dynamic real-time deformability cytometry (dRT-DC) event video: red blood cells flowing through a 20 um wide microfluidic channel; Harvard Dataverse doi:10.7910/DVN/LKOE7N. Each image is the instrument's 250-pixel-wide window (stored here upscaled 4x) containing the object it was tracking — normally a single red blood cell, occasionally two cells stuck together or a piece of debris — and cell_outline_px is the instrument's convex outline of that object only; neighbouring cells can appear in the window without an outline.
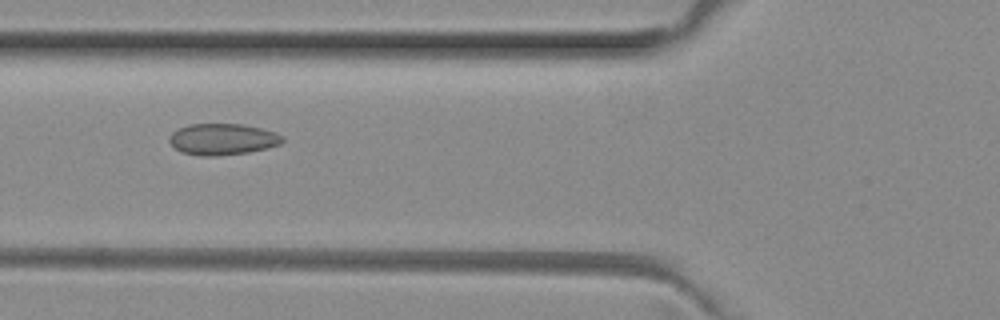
{"species": "common noctule bat (a hibernating species)", "species_latin": "Nyctalus noctula", "temperature_condition": "room temperature", "stored_images_in_passage": 6, "camera_frame_rate_fps": 3000, "um_per_image_px": 0.085, "animal": {"sex": "female", "body_mass_g": 29.2, "forearm_length_mm": 56.3}, "frame": {"image": 1, "passage_image": 3, "time_ms": 0.667, "image_size_px": [1000, 320], "cell_outline_px": [[284, 140], [280, 144], [248, 152], [216, 156], [200, 156], [180, 152], [168, 140], [168, 136], [172, 132], [188, 124], [244, 124], [276, 132], [284, 136]], "centroid_in_image_um": [18.9, 11.83], "position_along_channel_um": 106.9, "area_um2": 20.69}}
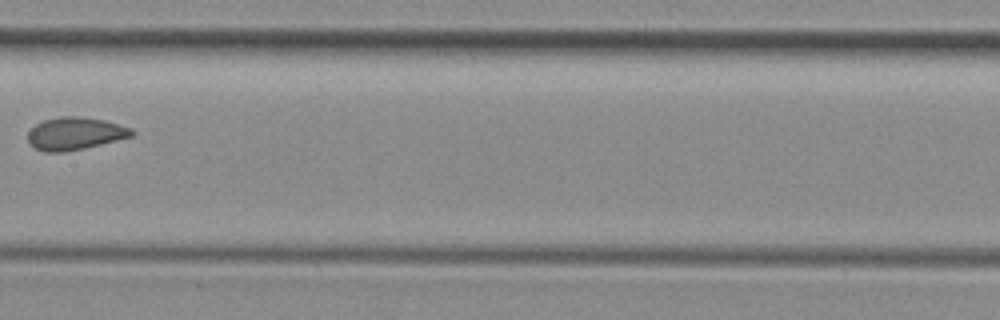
{"frame": {"image": 2, "passage_image": 5, "time_ms": 1.333, "image_size_px": [1000, 320], "cell_outline_px": [[136, 132], [132, 136], [84, 148], [64, 152], [44, 152], [36, 148], [28, 140], [28, 132], [36, 124], [44, 120], [60, 116], [80, 116], [104, 120], [120, 124], [132, 128]], "centroid_in_image_um": [6.4, 11.34], "position_along_channel_um": 201.0, "area_um2": 19.65}}
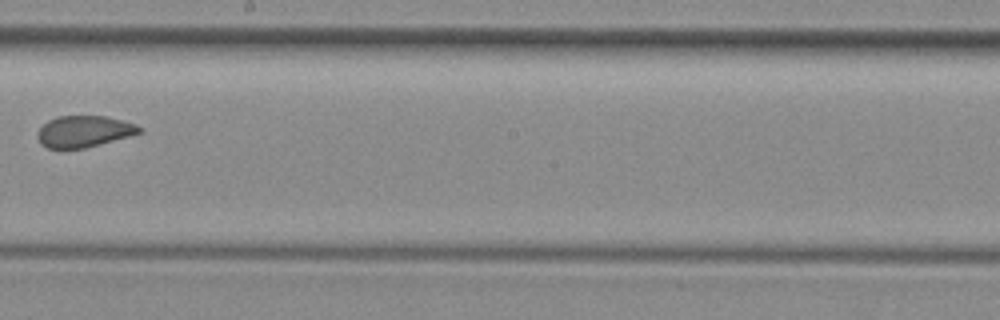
{"frame": {"image": 3, "passage_image": 6, "time_ms": 1.667, "image_size_px": [1000, 320], "cell_outline_px": [[144, 132], [84, 148], [48, 148], [40, 144], [36, 136], [36, 132], [48, 120], [60, 116], [108, 116], [136, 124], [144, 128]], "centroid_in_image_um": [7.15, 11.16], "position_along_channel_um": 241.0, "area_um2": 18.73}}